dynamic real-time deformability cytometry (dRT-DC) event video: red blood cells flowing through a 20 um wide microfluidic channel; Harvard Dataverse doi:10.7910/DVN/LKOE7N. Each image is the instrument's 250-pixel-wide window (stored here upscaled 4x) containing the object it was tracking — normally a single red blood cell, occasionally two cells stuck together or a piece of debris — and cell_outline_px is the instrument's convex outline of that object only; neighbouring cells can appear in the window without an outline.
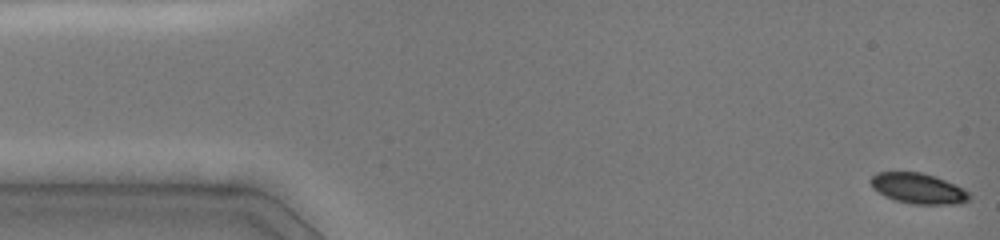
{"species": "common noctule bat (a hibernating species)", "species_latin": "Nyctalus noctula", "temperature_condition": "cold", "stored_images_in_passage": 13, "camera_frame_rate_fps": 3000, "um_per_image_px": 0.085, "animal": {"sex": "female", "body_mass_g": 19.0, "forearm_length_mm": 51.5}, "frame": {"image": 1, "passage_image": 1, "time_ms": 0.0, "image_size_px": [1000, 240], "cell_outline_px": [[972, 200], [960, 204], [912, 204], [896, 200], [884, 196], [872, 188], [868, 180], [876, 172], [920, 172], [944, 180], [964, 188], [972, 196]], "centroid_in_image_um": [78.05, 16.03], "position_along_channel_um": 6.9, "area_um2": 17.69}}
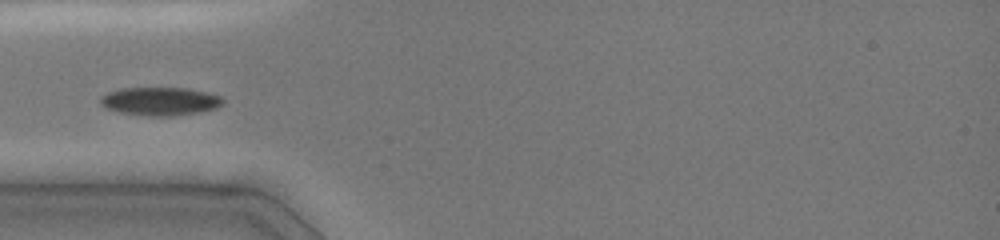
{"frame": {"image": 2, "passage_image": 8, "time_ms": 4.667, "image_size_px": [1000, 240], "cell_outline_px": [[224, 104], [216, 108], [200, 112], [172, 116], [148, 116], [120, 112], [108, 108], [100, 104], [100, 96], [108, 92], [120, 88], [188, 88], [220, 96], [224, 100]], "centroid_in_image_um": [13.61, 8.61], "position_along_channel_um": 71.4, "area_um2": 20.17}}
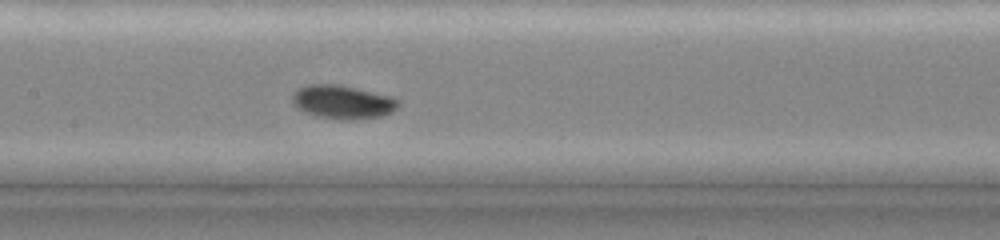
{"frame": {"image": 3, "passage_image": 13, "time_ms": 7.333, "image_size_px": [1000, 240], "cell_outline_px": [[400, 104], [392, 112], [380, 116], [356, 120], [340, 120], [320, 116], [296, 108], [292, 104], [292, 92], [308, 84], [340, 84], [392, 96], [400, 100]], "centroid_in_image_um": [29.14, 8.66], "position_along_channel_um": 178.3, "area_um2": 20.92}}